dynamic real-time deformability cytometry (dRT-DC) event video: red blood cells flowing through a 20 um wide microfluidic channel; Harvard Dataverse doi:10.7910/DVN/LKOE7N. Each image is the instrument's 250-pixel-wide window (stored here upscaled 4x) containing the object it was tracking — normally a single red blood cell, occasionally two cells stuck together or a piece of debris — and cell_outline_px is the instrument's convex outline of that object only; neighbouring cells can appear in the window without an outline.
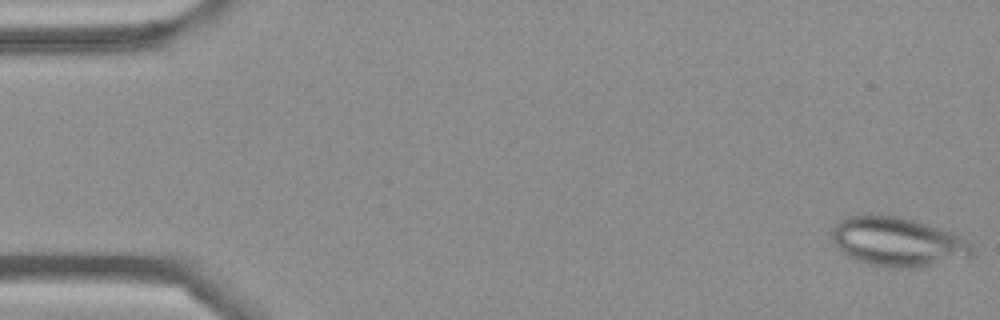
{"species": "Egyptian fruit bat (a non-hibernating species)", "species_latin": "Rousettus aegyptiacus", "temperature_condition": "cold", "stored_images_in_passage": 5, "camera_frame_rate_fps": 3000, "um_per_image_px": 0.085, "frame": {"image": 1, "passage_image": 1, "time_ms": 0.0, "image_size_px": [1000, 320], "cell_outline_px": [[972, 256], [912, 268], [892, 268], [868, 264], [856, 260], [848, 256], [832, 240], [832, 228], [840, 220], [848, 216], [872, 212], [900, 216], [952, 232], [960, 236], [972, 244]], "centroid_in_image_um": [76.25, 20.52], "position_along_channel_um": 8.7, "area_um2": 40.29}}